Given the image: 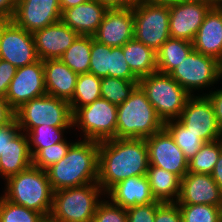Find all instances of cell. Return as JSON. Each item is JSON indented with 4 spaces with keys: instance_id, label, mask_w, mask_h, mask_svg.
I'll list each match as a JSON object with an SVG mask.
<instances>
[{
    "instance_id": "cell-1",
    "label": "cell",
    "mask_w": 222,
    "mask_h": 222,
    "mask_svg": "<svg viewBox=\"0 0 222 222\" xmlns=\"http://www.w3.org/2000/svg\"><path fill=\"white\" fill-rule=\"evenodd\" d=\"M148 148L145 139L113 138L99 142L97 184L106 194L117 183L147 175Z\"/></svg>"
},
{
    "instance_id": "cell-2",
    "label": "cell",
    "mask_w": 222,
    "mask_h": 222,
    "mask_svg": "<svg viewBox=\"0 0 222 222\" xmlns=\"http://www.w3.org/2000/svg\"><path fill=\"white\" fill-rule=\"evenodd\" d=\"M99 142L80 140L70 146L59 162L46 169L53 191L97 183Z\"/></svg>"
},
{
    "instance_id": "cell-3",
    "label": "cell",
    "mask_w": 222,
    "mask_h": 222,
    "mask_svg": "<svg viewBox=\"0 0 222 222\" xmlns=\"http://www.w3.org/2000/svg\"><path fill=\"white\" fill-rule=\"evenodd\" d=\"M3 197L27 209L40 213L48 219L52 210L54 191L46 170L33 165L6 179Z\"/></svg>"
},
{
    "instance_id": "cell-4",
    "label": "cell",
    "mask_w": 222,
    "mask_h": 222,
    "mask_svg": "<svg viewBox=\"0 0 222 222\" xmlns=\"http://www.w3.org/2000/svg\"><path fill=\"white\" fill-rule=\"evenodd\" d=\"M163 128L164 122L139 85L117 106L116 138L146 139Z\"/></svg>"
},
{
    "instance_id": "cell-5",
    "label": "cell",
    "mask_w": 222,
    "mask_h": 222,
    "mask_svg": "<svg viewBox=\"0 0 222 222\" xmlns=\"http://www.w3.org/2000/svg\"><path fill=\"white\" fill-rule=\"evenodd\" d=\"M102 193L97 183L54 191L48 219L52 222H92Z\"/></svg>"
},
{
    "instance_id": "cell-6",
    "label": "cell",
    "mask_w": 222,
    "mask_h": 222,
    "mask_svg": "<svg viewBox=\"0 0 222 222\" xmlns=\"http://www.w3.org/2000/svg\"><path fill=\"white\" fill-rule=\"evenodd\" d=\"M138 85L163 122L178 119L191 96L169 74L158 71L139 78Z\"/></svg>"
},
{
    "instance_id": "cell-7",
    "label": "cell",
    "mask_w": 222,
    "mask_h": 222,
    "mask_svg": "<svg viewBox=\"0 0 222 222\" xmlns=\"http://www.w3.org/2000/svg\"><path fill=\"white\" fill-rule=\"evenodd\" d=\"M15 118L24 133L41 125L73 128L69 102L48 94L23 104L15 111Z\"/></svg>"
},
{
    "instance_id": "cell-8",
    "label": "cell",
    "mask_w": 222,
    "mask_h": 222,
    "mask_svg": "<svg viewBox=\"0 0 222 222\" xmlns=\"http://www.w3.org/2000/svg\"><path fill=\"white\" fill-rule=\"evenodd\" d=\"M134 15V39L157 52L170 38L169 3L137 0L132 7Z\"/></svg>"
},
{
    "instance_id": "cell-9",
    "label": "cell",
    "mask_w": 222,
    "mask_h": 222,
    "mask_svg": "<svg viewBox=\"0 0 222 222\" xmlns=\"http://www.w3.org/2000/svg\"><path fill=\"white\" fill-rule=\"evenodd\" d=\"M72 118L73 127L81 129L84 139L100 142L116 138L117 105L103 98L78 108Z\"/></svg>"
},
{
    "instance_id": "cell-10",
    "label": "cell",
    "mask_w": 222,
    "mask_h": 222,
    "mask_svg": "<svg viewBox=\"0 0 222 222\" xmlns=\"http://www.w3.org/2000/svg\"><path fill=\"white\" fill-rule=\"evenodd\" d=\"M169 75L190 95L194 90L213 86L221 80L220 62L215 58L192 50Z\"/></svg>"
},
{
    "instance_id": "cell-11",
    "label": "cell",
    "mask_w": 222,
    "mask_h": 222,
    "mask_svg": "<svg viewBox=\"0 0 222 222\" xmlns=\"http://www.w3.org/2000/svg\"><path fill=\"white\" fill-rule=\"evenodd\" d=\"M177 120L205 143L220 140L222 135L213 106L206 95H191Z\"/></svg>"
},
{
    "instance_id": "cell-12",
    "label": "cell",
    "mask_w": 222,
    "mask_h": 222,
    "mask_svg": "<svg viewBox=\"0 0 222 222\" xmlns=\"http://www.w3.org/2000/svg\"><path fill=\"white\" fill-rule=\"evenodd\" d=\"M211 8L204 0H180L169 3L170 37L193 42Z\"/></svg>"
},
{
    "instance_id": "cell-13",
    "label": "cell",
    "mask_w": 222,
    "mask_h": 222,
    "mask_svg": "<svg viewBox=\"0 0 222 222\" xmlns=\"http://www.w3.org/2000/svg\"><path fill=\"white\" fill-rule=\"evenodd\" d=\"M47 94L43 61L19 67L11 80L5 100L16 111L28 101Z\"/></svg>"
},
{
    "instance_id": "cell-14",
    "label": "cell",
    "mask_w": 222,
    "mask_h": 222,
    "mask_svg": "<svg viewBox=\"0 0 222 222\" xmlns=\"http://www.w3.org/2000/svg\"><path fill=\"white\" fill-rule=\"evenodd\" d=\"M0 59L10 62L16 68L38 61L32 33L9 20L0 34Z\"/></svg>"
},
{
    "instance_id": "cell-15",
    "label": "cell",
    "mask_w": 222,
    "mask_h": 222,
    "mask_svg": "<svg viewBox=\"0 0 222 222\" xmlns=\"http://www.w3.org/2000/svg\"><path fill=\"white\" fill-rule=\"evenodd\" d=\"M145 140L150 165L171 172L180 179L187 174L188 160L165 128Z\"/></svg>"
},
{
    "instance_id": "cell-16",
    "label": "cell",
    "mask_w": 222,
    "mask_h": 222,
    "mask_svg": "<svg viewBox=\"0 0 222 222\" xmlns=\"http://www.w3.org/2000/svg\"><path fill=\"white\" fill-rule=\"evenodd\" d=\"M59 0H17L12 21L33 33L61 21Z\"/></svg>"
},
{
    "instance_id": "cell-17",
    "label": "cell",
    "mask_w": 222,
    "mask_h": 222,
    "mask_svg": "<svg viewBox=\"0 0 222 222\" xmlns=\"http://www.w3.org/2000/svg\"><path fill=\"white\" fill-rule=\"evenodd\" d=\"M134 37L132 7L108 9L93 38L110 47H122Z\"/></svg>"
},
{
    "instance_id": "cell-18",
    "label": "cell",
    "mask_w": 222,
    "mask_h": 222,
    "mask_svg": "<svg viewBox=\"0 0 222 222\" xmlns=\"http://www.w3.org/2000/svg\"><path fill=\"white\" fill-rule=\"evenodd\" d=\"M176 203L222 206V191L211 175L187 172L181 179Z\"/></svg>"
},
{
    "instance_id": "cell-19",
    "label": "cell",
    "mask_w": 222,
    "mask_h": 222,
    "mask_svg": "<svg viewBox=\"0 0 222 222\" xmlns=\"http://www.w3.org/2000/svg\"><path fill=\"white\" fill-rule=\"evenodd\" d=\"M38 58L42 61L59 59L79 36L68 25L59 21L32 33Z\"/></svg>"
},
{
    "instance_id": "cell-20",
    "label": "cell",
    "mask_w": 222,
    "mask_h": 222,
    "mask_svg": "<svg viewBox=\"0 0 222 222\" xmlns=\"http://www.w3.org/2000/svg\"><path fill=\"white\" fill-rule=\"evenodd\" d=\"M108 8L97 0H89L62 12L61 21L82 36H93Z\"/></svg>"
},
{
    "instance_id": "cell-21",
    "label": "cell",
    "mask_w": 222,
    "mask_h": 222,
    "mask_svg": "<svg viewBox=\"0 0 222 222\" xmlns=\"http://www.w3.org/2000/svg\"><path fill=\"white\" fill-rule=\"evenodd\" d=\"M194 50L222 60V11L212 7L205 16L193 41Z\"/></svg>"
},
{
    "instance_id": "cell-22",
    "label": "cell",
    "mask_w": 222,
    "mask_h": 222,
    "mask_svg": "<svg viewBox=\"0 0 222 222\" xmlns=\"http://www.w3.org/2000/svg\"><path fill=\"white\" fill-rule=\"evenodd\" d=\"M45 88L48 95L70 102L78 75L60 59L43 61Z\"/></svg>"
},
{
    "instance_id": "cell-23",
    "label": "cell",
    "mask_w": 222,
    "mask_h": 222,
    "mask_svg": "<svg viewBox=\"0 0 222 222\" xmlns=\"http://www.w3.org/2000/svg\"><path fill=\"white\" fill-rule=\"evenodd\" d=\"M111 202L123 208L158 202L152 196L146 175L129 177L114 185L107 193Z\"/></svg>"
},
{
    "instance_id": "cell-24",
    "label": "cell",
    "mask_w": 222,
    "mask_h": 222,
    "mask_svg": "<svg viewBox=\"0 0 222 222\" xmlns=\"http://www.w3.org/2000/svg\"><path fill=\"white\" fill-rule=\"evenodd\" d=\"M32 165L27 134L21 131L8 143L0 156V175L4 180Z\"/></svg>"
},
{
    "instance_id": "cell-25",
    "label": "cell",
    "mask_w": 222,
    "mask_h": 222,
    "mask_svg": "<svg viewBox=\"0 0 222 222\" xmlns=\"http://www.w3.org/2000/svg\"><path fill=\"white\" fill-rule=\"evenodd\" d=\"M147 178L154 199L161 203H176L181 179L160 167L149 165Z\"/></svg>"
},
{
    "instance_id": "cell-26",
    "label": "cell",
    "mask_w": 222,
    "mask_h": 222,
    "mask_svg": "<svg viewBox=\"0 0 222 222\" xmlns=\"http://www.w3.org/2000/svg\"><path fill=\"white\" fill-rule=\"evenodd\" d=\"M122 50L126 62L138 78L157 72V55L152 48L133 38L122 46Z\"/></svg>"
},
{
    "instance_id": "cell-27",
    "label": "cell",
    "mask_w": 222,
    "mask_h": 222,
    "mask_svg": "<svg viewBox=\"0 0 222 222\" xmlns=\"http://www.w3.org/2000/svg\"><path fill=\"white\" fill-rule=\"evenodd\" d=\"M193 49V42L178 38H168L156 52L157 71L169 74Z\"/></svg>"
},
{
    "instance_id": "cell-28",
    "label": "cell",
    "mask_w": 222,
    "mask_h": 222,
    "mask_svg": "<svg viewBox=\"0 0 222 222\" xmlns=\"http://www.w3.org/2000/svg\"><path fill=\"white\" fill-rule=\"evenodd\" d=\"M93 39V36L79 35L59 59L77 74L88 73Z\"/></svg>"
},
{
    "instance_id": "cell-29",
    "label": "cell",
    "mask_w": 222,
    "mask_h": 222,
    "mask_svg": "<svg viewBox=\"0 0 222 222\" xmlns=\"http://www.w3.org/2000/svg\"><path fill=\"white\" fill-rule=\"evenodd\" d=\"M101 78L92 73L78 75L72 100L69 102L72 114L80 107L101 98Z\"/></svg>"
},
{
    "instance_id": "cell-30",
    "label": "cell",
    "mask_w": 222,
    "mask_h": 222,
    "mask_svg": "<svg viewBox=\"0 0 222 222\" xmlns=\"http://www.w3.org/2000/svg\"><path fill=\"white\" fill-rule=\"evenodd\" d=\"M164 128L173 137L175 144L182 150L189 161L200 150L205 143L197 135L189 131L177 119L164 122Z\"/></svg>"
},
{
    "instance_id": "cell-31",
    "label": "cell",
    "mask_w": 222,
    "mask_h": 222,
    "mask_svg": "<svg viewBox=\"0 0 222 222\" xmlns=\"http://www.w3.org/2000/svg\"><path fill=\"white\" fill-rule=\"evenodd\" d=\"M222 152L220 140L204 143L188 161V172L211 175Z\"/></svg>"
},
{
    "instance_id": "cell-32",
    "label": "cell",
    "mask_w": 222,
    "mask_h": 222,
    "mask_svg": "<svg viewBox=\"0 0 222 222\" xmlns=\"http://www.w3.org/2000/svg\"><path fill=\"white\" fill-rule=\"evenodd\" d=\"M137 85L138 81L118 79L108 76L101 78V98L118 106L129 98L131 92Z\"/></svg>"
},
{
    "instance_id": "cell-33",
    "label": "cell",
    "mask_w": 222,
    "mask_h": 222,
    "mask_svg": "<svg viewBox=\"0 0 222 222\" xmlns=\"http://www.w3.org/2000/svg\"><path fill=\"white\" fill-rule=\"evenodd\" d=\"M71 127L37 126L26 134L28 137L29 151L31 155L37 149H44L56 143L63 142V132ZM33 147V148H32Z\"/></svg>"
},
{
    "instance_id": "cell-34",
    "label": "cell",
    "mask_w": 222,
    "mask_h": 222,
    "mask_svg": "<svg viewBox=\"0 0 222 222\" xmlns=\"http://www.w3.org/2000/svg\"><path fill=\"white\" fill-rule=\"evenodd\" d=\"M183 222H222V206L178 204Z\"/></svg>"
},
{
    "instance_id": "cell-35",
    "label": "cell",
    "mask_w": 222,
    "mask_h": 222,
    "mask_svg": "<svg viewBox=\"0 0 222 222\" xmlns=\"http://www.w3.org/2000/svg\"><path fill=\"white\" fill-rule=\"evenodd\" d=\"M38 212L16 205L0 196V222H44Z\"/></svg>"
},
{
    "instance_id": "cell-36",
    "label": "cell",
    "mask_w": 222,
    "mask_h": 222,
    "mask_svg": "<svg viewBox=\"0 0 222 222\" xmlns=\"http://www.w3.org/2000/svg\"><path fill=\"white\" fill-rule=\"evenodd\" d=\"M68 141L64 140L63 142L56 143L53 146H49L44 149H37L32 156V165L38 167L39 169L46 170L51 165L59 162L62 158L65 157L70 146L73 144L67 143Z\"/></svg>"
},
{
    "instance_id": "cell-37",
    "label": "cell",
    "mask_w": 222,
    "mask_h": 222,
    "mask_svg": "<svg viewBox=\"0 0 222 222\" xmlns=\"http://www.w3.org/2000/svg\"><path fill=\"white\" fill-rule=\"evenodd\" d=\"M111 48L110 46L99 43L95 39L92 40L89 73L99 78L108 76L111 62Z\"/></svg>"
},
{
    "instance_id": "cell-38",
    "label": "cell",
    "mask_w": 222,
    "mask_h": 222,
    "mask_svg": "<svg viewBox=\"0 0 222 222\" xmlns=\"http://www.w3.org/2000/svg\"><path fill=\"white\" fill-rule=\"evenodd\" d=\"M108 77L139 81V78L132 72L126 62L122 47L111 48V62Z\"/></svg>"
},
{
    "instance_id": "cell-39",
    "label": "cell",
    "mask_w": 222,
    "mask_h": 222,
    "mask_svg": "<svg viewBox=\"0 0 222 222\" xmlns=\"http://www.w3.org/2000/svg\"><path fill=\"white\" fill-rule=\"evenodd\" d=\"M92 222H127L126 208L101 199Z\"/></svg>"
},
{
    "instance_id": "cell-40",
    "label": "cell",
    "mask_w": 222,
    "mask_h": 222,
    "mask_svg": "<svg viewBox=\"0 0 222 222\" xmlns=\"http://www.w3.org/2000/svg\"><path fill=\"white\" fill-rule=\"evenodd\" d=\"M161 204V202H151L127 208V222H154L156 209Z\"/></svg>"
},
{
    "instance_id": "cell-41",
    "label": "cell",
    "mask_w": 222,
    "mask_h": 222,
    "mask_svg": "<svg viewBox=\"0 0 222 222\" xmlns=\"http://www.w3.org/2000/svg\"><path fill=\"white\" fill-rule=\"evenodd\" d=\"M154 222H183L177 203H162L157 209Z\"/></svg>"
},
{
    "instance_id": "cell-42",
    "label": "cell",
    "mask_w": 222,
    "mask_h": 222,
    "mask_svg": "<svg viewBox=\"0 0 222 222\" xmlns=\"http://www.w3.org/2000/svg\"><path fill=\"white\" fill-rule=\"evenodd\" d=\"M17 68L10 62L0 59V97L5 99L11 80Z\"/></svg>"
},
{
    "instance_id": "cell-43",
    "label": "cell",
    "mask_w": 222,
    "mask_h": 222,
    "mask_svg": "<svg viewBox=\"0 0 222 222\" xmlns=\"http://www.w3.org/2000/svg\"><path fill=\"white\" fill-rule=\"evenodd\" d=\"M21 131L16 118L0 127V156L7 148L8 143Z\"/></svg>"
},
{
    "instance_id": "cell-44",
    "label": "cell",
    "mask_w": 222,
    "mask_h": 222,
    "mask_svg": "<svg viewBox=\"0 0 222 222\" xmlns=\"http://www.w3.org/2000/svg\"><path fill=\"white\" fill-rule=\"evenodd\" d=\"M203 95H206L210 100L214 109L218 126L222 132V89L211 91L210 94L208 93Z\"/></svg>"
},
{
    "instance_id": "cell-45",
    "label": "cell",
    "mask_w": 222,
    "mask_h": 222,
    "mask_svg": "<svg viewBox=\"0 0 222 222\" xmlns=\"http://www.w3.org/2000/svg\"><path fill=\"white\" fill-rule=\"evenodd\" d=\"M15 118V111L8 102L0 97V127L10 123Z\"/></svg>"
},
{
    "instance_id": "cell-46",
    "label": "cell",
    "mask_w": 222,
    "mask_h": 222,
    "mask_svg": "<svg viewBox=\"0 0 222 222\" xmlns=\"http://www.w3.org/2000/svg\"><path fill=\"white\" fill-rule=\"evenodd\" d=\"M17 0H0V17L12 20Z\"/></svg>"
},
{
    "instance_id": "cell-47",
    "label": "cell",
    "mask_w": 222,
    "mask_h": 222,
    "mask_svg": "<svg viewBox=\"0 0 222 222\" xmlns=\"http://www.w3.org/2000/svg\"><path fill=\"white\" fill-rule=\"evenodd\" d=\"M103 3L108 9L113 8H130L137 2V0H97Z\"/></svg>"
},
{
    "instance_id": "cell-48",
    "label": "cell",
    "mask_w": 222,
    "mask_h": 222,
    "mask_svg": "<svg viewBox=\"0 0 222 222\" xmlns=\"http://www.w3.org/2000/svg\"><path fill=\"white\" fill-rule=\"evenodd\" d=\"M211 176L222 191V152L219 155L218 161L215 164V167Z\"/></svg>"
},
{
    "instance_id": "cell-49",
    "label": "cell",
    "mask_w": 222,
    "mask_h": 222,
    "mask_svg": "<svg viewBox=\"0 0 222 222\" xmlns=\"http://www.w3.org/2000/svg\"><path fill=\"white\" fill-rule=\"evenodd\" d=\"M59 1H60V6H61V11L63 12L64 10L68 8L77 6L89 0H59Z\"/></svg>"
},
{
    "instance_id": "cell-50",
    "label": "cell",
    "mask_w": 222,
    "mask_h": 222,
    "mask_svg": "<svg viewBox=\"0 0 222 222\" xmlns=\"http://www.w3.org/2000/svg\"><path fill=\"white\" fill-rule=\"evenodd\" d=\"M211 7H220L222 5V0H204Z\"/></svg>"
},
{
    "instance_id": "cell-51",
    "label": "cell",
    "mask_w": 222,
    "mask_h": 222,
    "mask_svg": "<svg viewBox=\"0 0 222 222\" xmlns=\"http://www.w3.org/2000/svg\"><path fill=\"white\" fill-rule=\"evenodd\" d=\"M148 2H154V3H171V2H177L180 0H144Z\"/></svg>"
},
{
    "instance_id": "cell-52",
    "label": "cell",
    "mask_w": 222,
    "mask_h": 222,
    "mask_svg": "<svg viewBox=\"0 0 222 222\" xmlns=\"http://www.w3.org/2000/svg\"><path fill=\"white\" fill-rule=\"evenodd\" d=\"M8 21H9L8 19L0 17V34H1L2 28L4 27V25H5Z\"/></svg>"
},
{
    "instance_id": "cell-53",
    "label": "cell",
    "mask_w": 222,
    "mask_h": 222,
    "mask_svg": "<svg viewBox=\"0 0 222 222\" xmlns=\"http://www.w3.org/2000/svg\"><path fill=\"white\" fill-rule=\"evenodd\" d=\"M220 75H221V78H222V60L220 61Z\"/></svg>"
},
{
    "instance_id": "cell-54",
    "label": "cell",
    "mask_w": 222,
    "mask_h": 222,
    "mask_svg": "<svg viewBox=\"0 0 222 222\" xmlns=\"http://www.w3.org/2000/svg\"><path fill=\"white\" fill-rule=\"evenodd\" d=\"M44 222H52V221H50L49 219H45Z\"/></svg>"
}]
</instances>
